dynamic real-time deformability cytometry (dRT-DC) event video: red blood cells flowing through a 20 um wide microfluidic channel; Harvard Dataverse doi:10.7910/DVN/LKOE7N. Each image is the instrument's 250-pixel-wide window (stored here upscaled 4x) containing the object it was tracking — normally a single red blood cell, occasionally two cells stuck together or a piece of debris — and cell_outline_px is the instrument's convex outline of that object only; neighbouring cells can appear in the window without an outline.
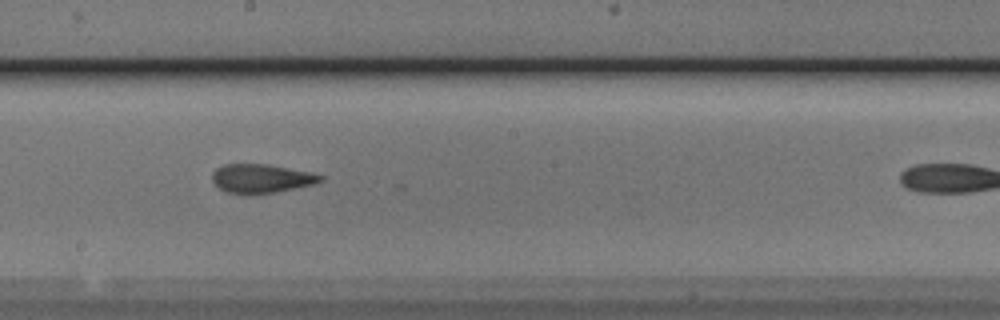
{"species": "Egyptian fruit bat (a non-hibernating species)", "species_latin": "Rousettus aegyptiacus", "temperature_condition": "cold", "stored_images_in_passage": 26, "camera_frame_rate_fps": 3000, "um_per_image_px": 0.085, "animal": {"sex": "male"}, "frame": {"image": 1, "passage_image": 12, "time_ms": 3.667, "image_size_px": [1000, 320], "cell_outline_px": [[324, 180], [312, 184], [276, 192], [248, 196], [244, 196], [228, 192], [220, 188], [212, 180], [212, 172], [216, 168], [224, 164], [264, 164], [308, 172], [324, 176]], "centroid_in_image_um": [22.15, 15.2], "position_along_channel_um": 226.0, "area_um2": 18.21}}